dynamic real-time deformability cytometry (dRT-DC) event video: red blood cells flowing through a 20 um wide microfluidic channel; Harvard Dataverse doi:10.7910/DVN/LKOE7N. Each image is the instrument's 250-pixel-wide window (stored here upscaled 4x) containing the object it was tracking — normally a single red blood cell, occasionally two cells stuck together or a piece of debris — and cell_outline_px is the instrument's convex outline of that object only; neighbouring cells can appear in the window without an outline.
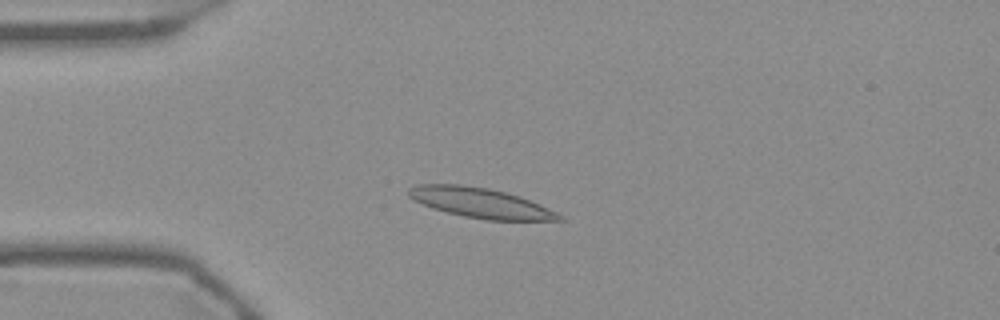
{"species": "Egyptian fruit bat (a non-hibernating species)", "species_latin": "Rousettus aegyptiacus", "temperature_condition": "warm", "stored_images_in_passage": 54, "camera_frame_rate_fps": 3000, "um_per_image_px": 0.085, "frame": {"image": 1, "passage_image": 13, "time_ms": 4.0, "image_size_px": [1000, 320], "cell_outline_px": [[564, 220], [484, 220], [464, 216], [432, 208], [408, 196], [408, 188], [416, 184], [460, 184], [488, 188], [520, 196], [548, 208], [564, 216]], "centroid_in_image_um": [40.84, 17.24], "position_along_channel_um": 44.2, "area_um2": 26.07}}
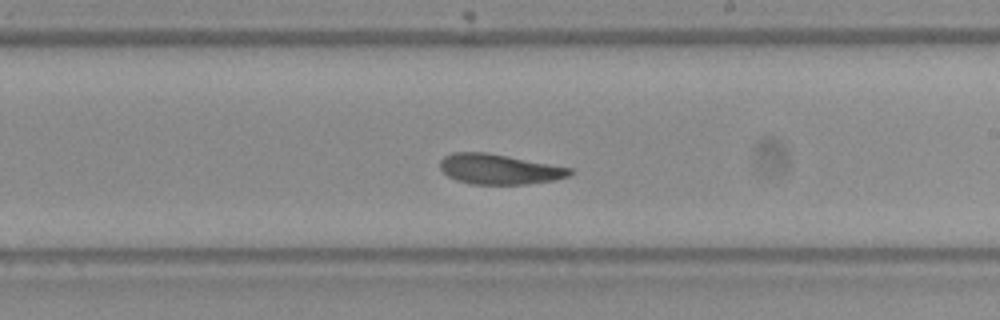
{"frame": {"image": 2, "passage_image": 31, "time_ms": 10.0, "image_size_px": [1000, 320], "cell_outline_px": [[572, 172], [568, 176], [556, 180], [524, 184], [472, 184], [456, 180], [448, 176], [440, 168], [440, 160], [444, 156], [452, 152], [488, 152], [572, 168]], "centroid_in_image_um": [42.41, 14.37], "position_along_channel_um": 246.6, "area_um2": 22.83}}
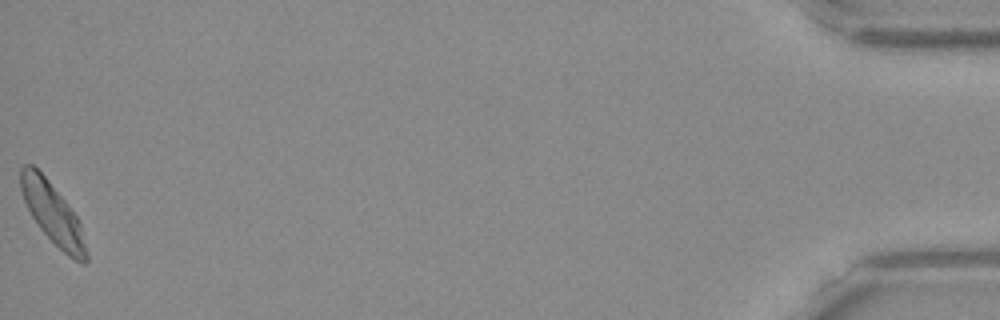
{"frame": {"image": 3, "passage_image": 54, "time_ms": 17.667, "image_size_px": [1000, 320], "cell_outline_px": [[88, 260], [84, 264], [80, 264], [68, 256], [40, 228], [32, 216], [24, 200], [20, 188], [20, 168], [24, 164], [32, 164], [44, 176], [68, 204], [76, 216], [80, 224], [88, 252]], "centroid_in_image_um": [4.49, 18.16], "position_along_channel_um": 430.7, "area_um2": 22.95}, "authors_computed_cell_mechanics": {"area_um2": 23.9003, "velocity_mm_per_s": 3.7094, "shape_relaxation_time_tau1_ms": 5.9369, "shape_relaxation_time_tau2_ms": 3.2904, "deformation_change_tau1": 0.1602, "deformation_change_tau2": 0.0758}}